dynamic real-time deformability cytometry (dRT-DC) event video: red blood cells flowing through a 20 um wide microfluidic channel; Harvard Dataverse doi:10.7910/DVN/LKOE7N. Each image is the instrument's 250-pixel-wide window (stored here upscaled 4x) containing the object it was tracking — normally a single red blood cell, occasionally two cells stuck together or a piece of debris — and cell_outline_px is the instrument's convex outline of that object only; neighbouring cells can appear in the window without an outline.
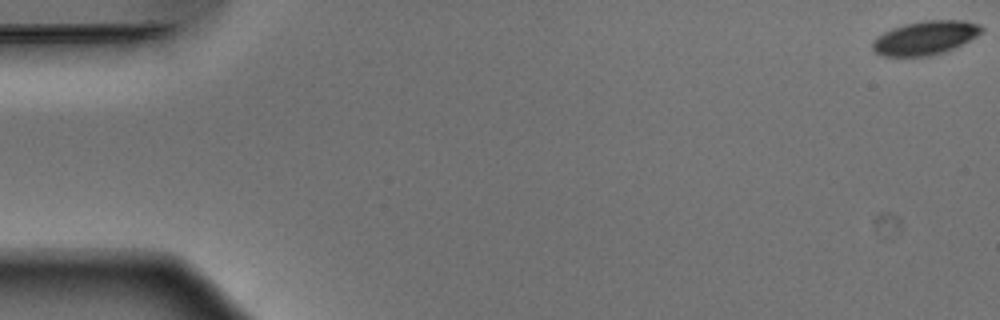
{"species": "Egyptian fruit bat (a non-hibernating species)", "species_latin": "Rousettus aegyptiacus", "temperature_condition": "warm", "stored_images_in_passage": 12, "camera_frame_rate_fps": 3000, "um_per_image_px": 0.085, "animal": {"sex": "male"}, "frame": {"image": 1, "passage_image": 1, "time_ms": 0.0, "image_size_px": [1000, 320], "cell_outline_px": [[980, 28], [972, 36], [956, 44], [932, 52], [880, 52], [876, 48], [876, 44], [884, 36], [900, 28], [916, 24], [972, 24]], "centroid_in_image_um": [78.67, 3.2], "position_along_channel_um": 6.3, "area_um2": 15.55}}